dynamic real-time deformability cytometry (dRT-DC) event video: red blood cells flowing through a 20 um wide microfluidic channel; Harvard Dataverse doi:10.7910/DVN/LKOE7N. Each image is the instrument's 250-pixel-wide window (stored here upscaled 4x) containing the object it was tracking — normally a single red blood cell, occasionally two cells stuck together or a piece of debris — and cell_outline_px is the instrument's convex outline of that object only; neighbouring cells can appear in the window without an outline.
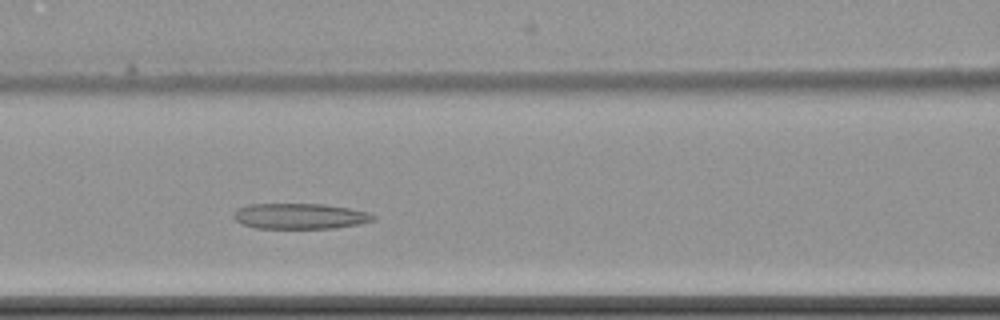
{"species": "common noctule bat (a hibernating species)", "species_latin": "Nyctalus noctula", "temperature_condition": "cold", "stored_images_in_passage": 10, "camera_frame_rate_fps": 3000, "um_per_image_px": 0.085, "animal": {"sex": "female", "body_mass_g": 22.7, "forearm_length_mm": 54.2}, "frame": {"image": 1, "passage_image": 6, "time_ms": 5.667, "image_size_px": [1000, 320], "cell_outline_px": [[376, 220], [356, 224], [332, 228], [256, 228], [240, 224], [232, 216], [240, 208], [248, 204], [324, 204], [348, 208], [368, 212], [376, 216]], "centroid_in_image_um": [25.49, 18.37], "position_along_channel_um": 141.1, "area_um2": 20.69}}
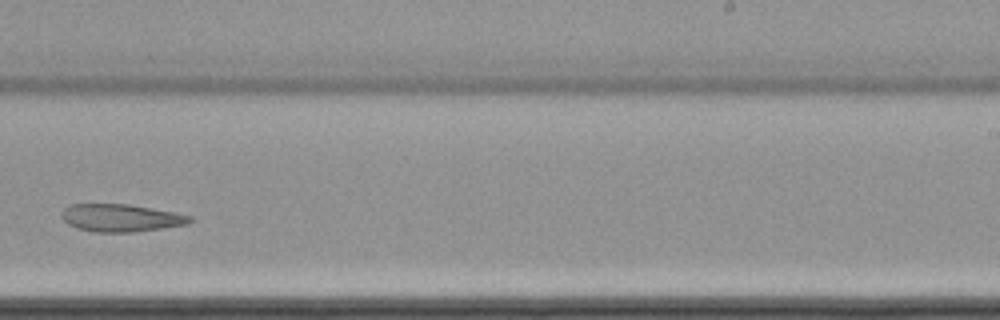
{"frame": {"image": 2, "passage_image": 9, "time_ms": 9.667, "image_size_px": [1000, 320], "cell_outline_px": [[192, 220], [188, 224], [132, 232], [96, 232], [76, 228], [68, 224], [60, 216], [64, 208], [68, 204], [128, 204], [172, 212], [192, 216]], "centroid_in_image_um": [10.22, 18.52], "position_along_channel_um": 278.8, "area_um2": 20.46}}
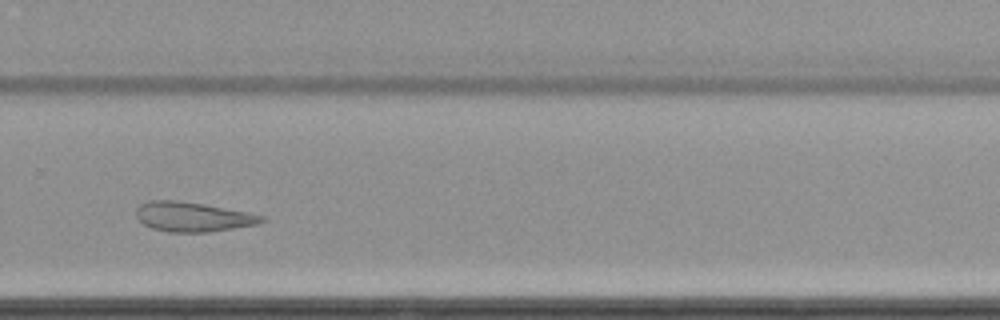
{"frame": {"image": 3, "passage_image": 10, "time_ms": 10.667, "image_size_px": [1000, 320], "cell_outline_px": [[268, 220], [256, 224], [208, 232], [168, 232], [152, 228], [144, 224], [136, 216], [136, 208], [140, 204], [148, 200], [176, 200], [204, 204], [248, 212], [264, 216]], "centroid_in_image_um": [16.37, 18.42], "position_along_channel_um": 313.4, "area_um2": 21.62}}